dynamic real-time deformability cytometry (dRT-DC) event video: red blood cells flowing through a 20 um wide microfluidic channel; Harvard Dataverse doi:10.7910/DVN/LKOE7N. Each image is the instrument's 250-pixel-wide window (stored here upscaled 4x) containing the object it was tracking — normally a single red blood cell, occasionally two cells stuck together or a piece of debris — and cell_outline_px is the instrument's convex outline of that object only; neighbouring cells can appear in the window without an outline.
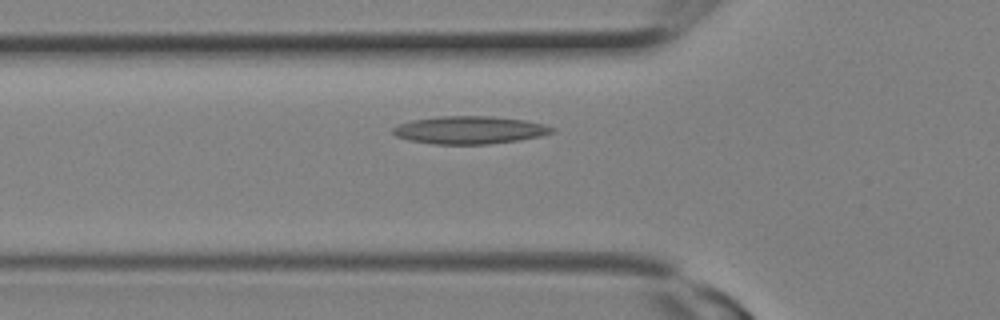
{"species": "Egyptian fruit bat (a non-hibernating species)", "species_latin": "Rousettus aegyptiacus", "temperature_condition": "room temperature", "stored_images_in_passage": 9, "camera_frame_rate_fps": 3000, "um_per_image_px": 0.085, "animal": {"sex": "female"}, "frame": {"image": 1, "passage_image": 7, "time_ms": 2.0, "image_size_px": [1000, 320], "cell_outline_px": [[556, 132], [540, 136], [516, 140], [488, 144], [432, 144], [408, 140], [396, 136], [392, 132], [392, 128], [396, 124], [412, 120], [440, 116], [492, 116], [524, 120], [544, 124], [556, 128]], "centroid_in_image_um": [39.9, 11.05], "position_along_channel_um": 85.9, "area_um2": 25.84}}
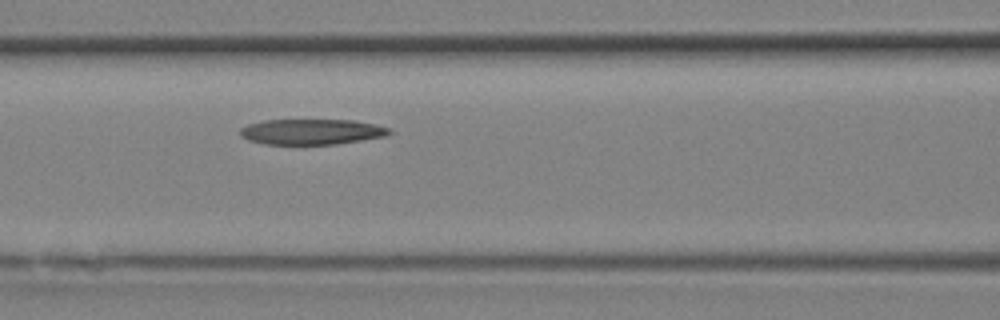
{"frame": {"image": 2, "passage_image": 9, "time_ms": 2.667, "image_size_px": [1000, 320], "cell_outline_px": [[392, 132], [384, 136], [336, 144], [264, 144], [248, 140], [240, 136], [240, 128], [248, 124], [264, 120], [356, 120], [376, 124], [392, 128]], "centroid_in_image_um": [26.49, 11.19], "position_along_channel_um": 140.1, "area_um2": 22.25}}